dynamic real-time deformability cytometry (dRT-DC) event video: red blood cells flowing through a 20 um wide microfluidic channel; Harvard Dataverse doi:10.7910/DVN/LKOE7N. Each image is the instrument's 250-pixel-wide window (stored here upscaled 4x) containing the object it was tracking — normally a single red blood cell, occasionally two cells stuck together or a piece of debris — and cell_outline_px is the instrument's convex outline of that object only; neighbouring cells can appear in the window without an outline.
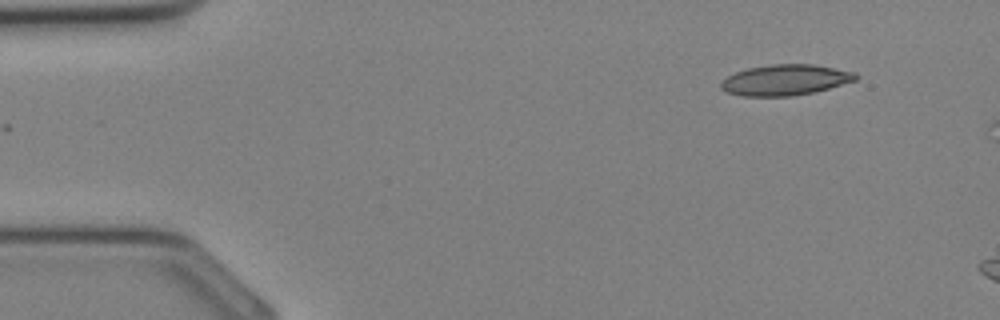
{"species": "Egyptian fruit bat (a non-hibernating species)", "species_latin": "Rousettus aegyptiacus", "temperature_condition": "cold", "stored_images_in_passage": 5, "camera_frame_rate_fps": 3000, "um_per_image_px": 0.085, "animal": {"sex": "female"}, "frame": {"image": 1, "passage_image": 1, "time_ms": 0.0, "image_size_px": [1000, 320], "cell_outline_px": [[860, 76], [856, 80], [828, 88], [812, 92], [792, 96], [744, 96], [728, 92], [720, 88], [720, 80], [744, 68], [768, 64], [812, 64], [856, 72]], "centroid_in_image_um": [66.72, 6.78], "position_along_channel_um": 18.3, "area_um2": 24.22}}